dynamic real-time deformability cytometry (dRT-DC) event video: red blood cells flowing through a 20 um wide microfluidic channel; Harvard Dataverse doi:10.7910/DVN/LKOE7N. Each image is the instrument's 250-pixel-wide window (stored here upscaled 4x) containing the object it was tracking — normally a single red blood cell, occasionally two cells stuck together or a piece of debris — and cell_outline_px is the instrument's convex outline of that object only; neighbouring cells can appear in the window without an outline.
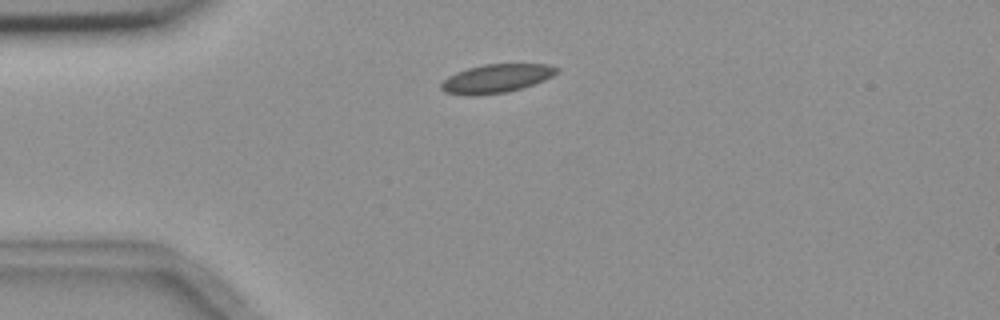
{"species": "common noctule bat (a hibernating species)", "species_latin": "Nyctalus noctula", "temperature_condition": "room temperature", "stored_images_in_passage": 4, "camera_frame_rate_fps": 3000, "um_per_image_px": 0.085, "animal": {"sex": "female", "body_mass_g": 18.4}, "frame": {"image": 1, "passage_image": 3, "time_ms": 2.333, "image_size_px": [1000, 320], "cell_outline_px": [[560, 72], [544, 80], [520, 88], [504, 92], [476, 96], [468, 96], [444, 92], [440, 88], [440, 84], [448, 76], [456, 72], [468, 68], [484, 64], [548, 64], [560, 68]], "centroid_in_image_um": [42.17, 6.67], "position_along_channel_um": 42.8, "area_um2": 19.31}}